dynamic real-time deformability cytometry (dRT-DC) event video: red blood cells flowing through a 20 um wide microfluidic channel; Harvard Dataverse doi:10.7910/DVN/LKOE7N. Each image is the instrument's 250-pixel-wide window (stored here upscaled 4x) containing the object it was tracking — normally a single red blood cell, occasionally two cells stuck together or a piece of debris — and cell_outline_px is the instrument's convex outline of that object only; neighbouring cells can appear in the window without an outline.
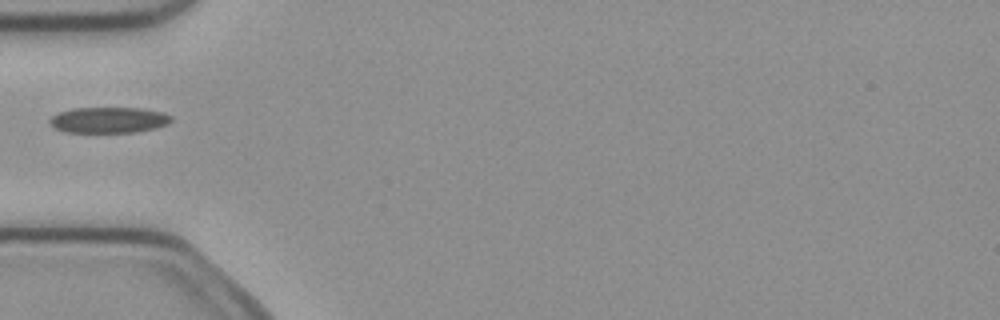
{"species": "common noctule bat (a hibernating species)", "species_latin": "Nyctalus noctula", "temperature_condition": "cold", "stored_images_in_passage": 5, "camera_frame_rate_fps": 3000, "um_per_image_px": 0.085, "animal": {"sex": "female", "body_mass_g": 21.9}, "frame": {"image": 1, "passage_image": 4, "time_ms": 1.0, "image_size_px": [1000, 320], "cell_outline_px": [[172, 120], [168, 124], [156, 128], [136, 132], [64, 132], [56, 128], [48, 120], [52, 116], [60, 112], [72, 108], [140, 108], [164, 112], [172, 116]], "centroid_in_image_um": [9.28, 10.2], "position_along_channel_um": 75.7, "area_um2": 18.32}}